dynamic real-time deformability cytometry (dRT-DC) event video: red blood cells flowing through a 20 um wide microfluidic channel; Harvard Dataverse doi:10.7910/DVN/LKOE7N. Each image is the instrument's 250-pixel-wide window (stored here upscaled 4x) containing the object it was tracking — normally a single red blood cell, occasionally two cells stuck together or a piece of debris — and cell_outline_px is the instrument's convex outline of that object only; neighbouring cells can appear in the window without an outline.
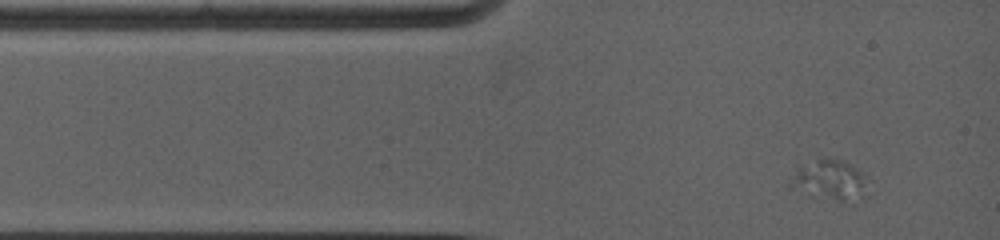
{"species": "common noctule bat (a hibernating species)", "species_latin": "Nyctalus noctula", "temperature_condition": "warm", "stored_images_in_passage": 80, "camera_frame_rate_fps": 5000, "um_per_image_px": 0.085, "animal": {"sex": "female", "body_mass_g": 19.0, "forearm_length_mm": 53.3}, "frame": {"image": 1, "passage_image": 1, "time_ms": 0.0, "image_size_px": [1000, 240], "cell_outline_px": [[864, 196], [844, 200], [836, 200], [808, 196], [788, 188], [788, 184], [800, 168], [824, 156], [844, 160], [860, 172], [864, 176]], "centroid_in_image_um": [70.45, 15.3], "position_along_channel_um": 14.5, "area_um2": 17.57}}
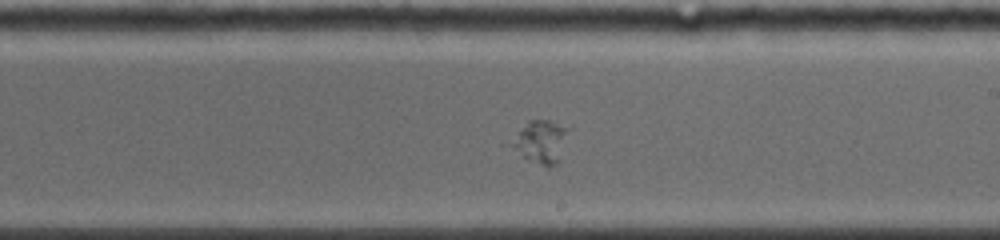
{"frame": {"image": 2, "passage_image": 35, "time_ms": 6.8, "image_size_px": [1000, 240], "cell_outline_px": [[572, 128], [560, 164], [548, 168], [520, 156], [512, 144], [528, 120], [552, 120]], "centroid_in_image_um": [46.14, 12.07], "position_along_channel_um": 242.9, "area_um2": 14.51}}
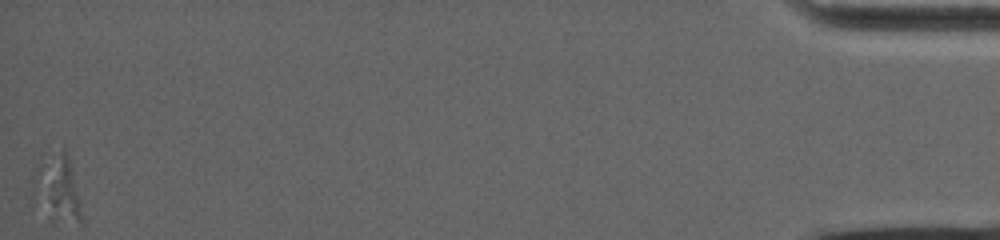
{"frame": {"image": 3, "passage_image": 80, "time_ms": 15.8, "image_size_px": [1000, 240], "cell_outline_px": [[84, 224], [80, 224], [48, 220], [48, 196], [56, 152], [64, 148], [68, 156], [84, 220]], "centroid_in_image_um": [5.42, 16.39], "position_along_channel_um": 429.8, "area_um2": 12.95}}